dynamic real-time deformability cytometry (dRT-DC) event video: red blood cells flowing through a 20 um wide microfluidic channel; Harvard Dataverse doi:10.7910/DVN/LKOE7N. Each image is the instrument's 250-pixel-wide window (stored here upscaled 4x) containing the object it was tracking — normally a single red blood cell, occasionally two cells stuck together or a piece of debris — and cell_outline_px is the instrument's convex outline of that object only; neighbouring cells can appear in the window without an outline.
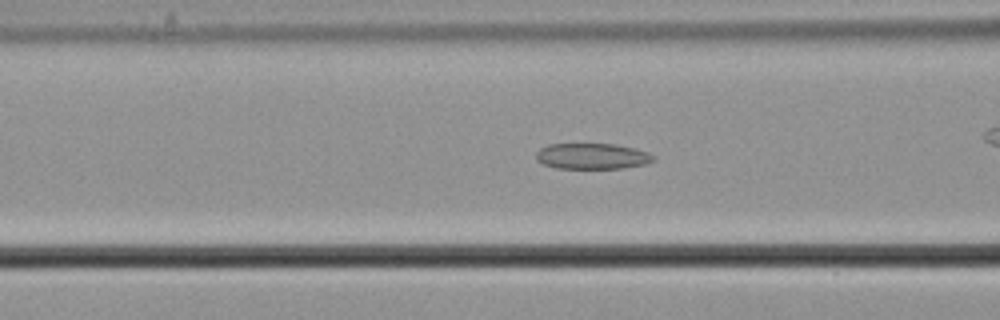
{"species": "common noctule bat (a hibernating species)", "species_latin": "Nyctalus noctula", "temperature_condition": "cold", "stored_images_in_passage": 50, "camera_frame_rate_fps": 3000, "um_per_image_px": 0.085, "animal": {"sex": "male", "body_mass_g": 21.5, "forearm_length_mm": 52.0}, "frame": {"image": 1, "passage_image": 15, "time_ms": 4.667, "image_size_px": [1000, 320], "cell_outline_px": [[656, 160], [644, 164], [624, 168], [556, 168], [544, 164], [536, 160], [536, 152], [540, 148], [548, 144], [616, 144], [648, 152], [656, 156]], "centroid_in_image_um": [50.34, 13.27], "position_along_channel_um": 116.3, "area_um2": 17.69}}
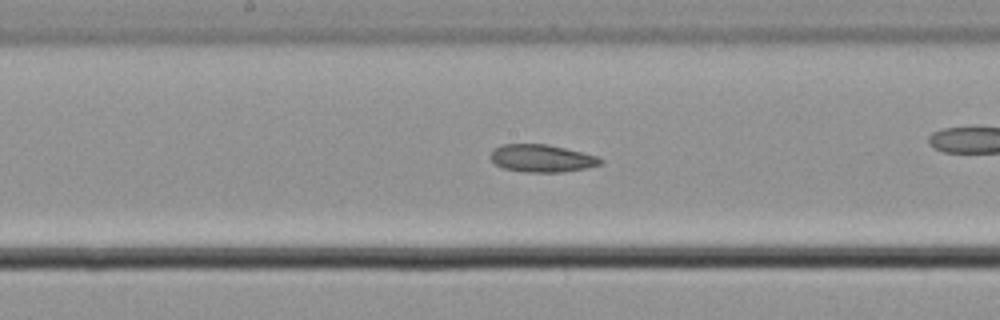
{"frame": {"image": 2, "passage_image": 22, "time_ms": 7.0, "image_size_px": [1000, 320], "cell_outline_px": [[604, 164], [584, 168], [560, 172], [528, 172], [504, 168], [496, 164], [492, 160], [492, 148], [500, 144], [548, 144], [596, 156], [604, 160]], "centroid_in_image_um": [46.05, 13.45], "position_along_channel_um": 202.1, "area_um2": 17.46}}